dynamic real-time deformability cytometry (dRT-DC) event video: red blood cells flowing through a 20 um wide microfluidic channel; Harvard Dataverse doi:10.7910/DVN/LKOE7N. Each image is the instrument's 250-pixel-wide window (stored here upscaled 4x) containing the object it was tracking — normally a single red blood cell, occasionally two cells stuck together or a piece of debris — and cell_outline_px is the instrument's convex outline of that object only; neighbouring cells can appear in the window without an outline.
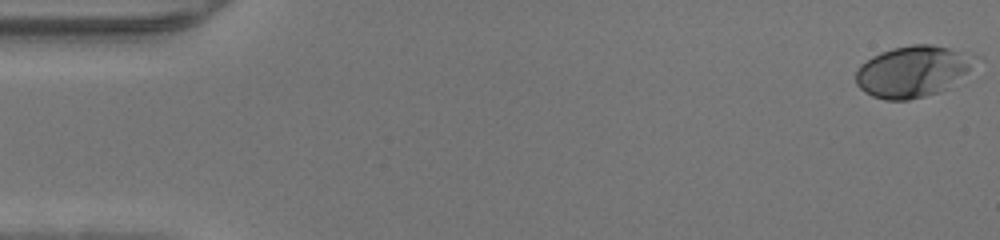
{"species": "human", "species_latin": "Homo sapiens", "temperature_condition": "warm", "stored_images_in_passage": 47, "camera_frame_rate_fps": 3000, "um_per_image_px": 0.085, "donor": {"sex": "male"}, "frame": {"image": 1, "passage_image": 1, "time_ms": 0.0, "image_size_px": [1000, 240], "cell_outline_px": [[984, 56], [948, 88], [940, 92], [908, 100], [884, 100], [872, 96], [864, 92], [856, 84], [856, 72], [860, 64], [872, 56], [880, 52], [892, 48], [912, 44], [932, 44]], "centroid_in_image_um": [77.61, 6.05], "position_along_channel_um": 7.4, "area_um2": 36.07}}
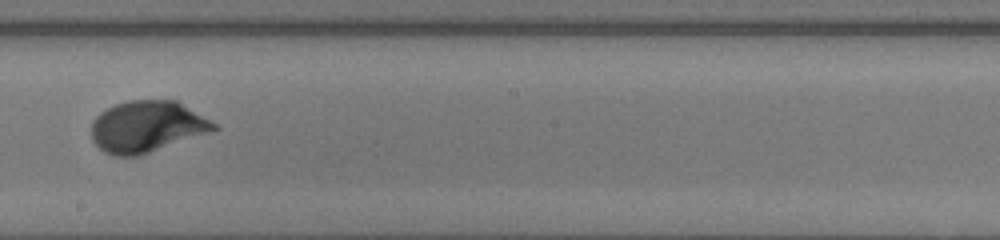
{"frame": {"image": 2, "passage_image": 27, "time_ms": 8.667, "image_size_px": [1000, 240], "cell_outline_px": [[220, 128], [136, 156], [116, 156], [104, 152], [92, 140], [92, 120], [100, 112], [116, 104], [128, 100], [176, 100], [216, 124]], "centroid_in_image_um": [12.44, 10.75], "position_along_channel_um": 235.8, "area_um2": 36.01}}
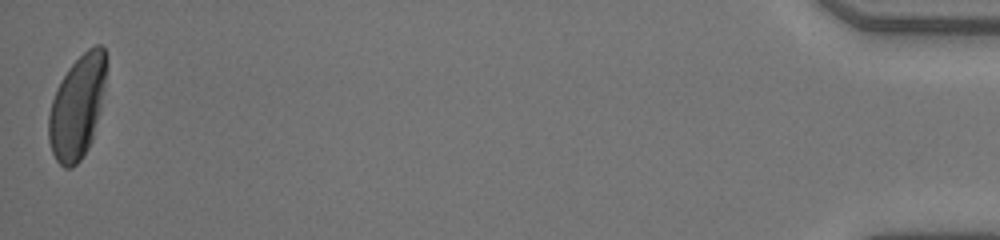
{"frame": {"image": 3, "passage_image": 47, "time_ms": 15.333, "image_size_px": [1000, 240], "cell_outline_px": [[104, 84], [100, 112], [92, 140], [88, 148], [80, 160], [72, 168], [64, 168], [56, 160], [52, 152], [48, 140], [48, 116], [52, 100], [68, 68], [88, 48], [96, 44], [100, 44], [104, 48]], "centroid_in_image_um": [6.54, 9.15], "position_along_channel_um": 428.7, "area_um2": 34.1}}